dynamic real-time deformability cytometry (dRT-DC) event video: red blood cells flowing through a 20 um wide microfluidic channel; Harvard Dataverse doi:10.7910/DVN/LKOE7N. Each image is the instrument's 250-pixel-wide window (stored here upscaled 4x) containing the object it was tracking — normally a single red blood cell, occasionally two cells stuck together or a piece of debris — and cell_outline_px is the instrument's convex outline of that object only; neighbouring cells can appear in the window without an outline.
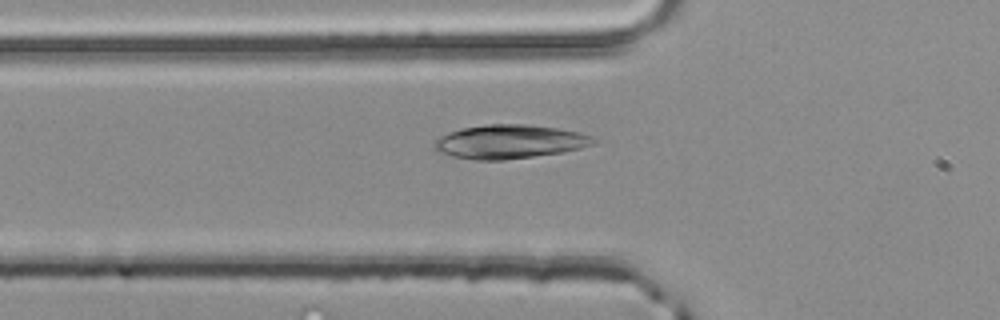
{"species": "common noctule bat (a hibernating species)", "species_latin": "Nyctalus noctula", "temperature_condition": "room temperature", "stored_images_in_passage": 36, "camera_frame_rate_fps": 3000, "um_per_image_px": 0.085, "animal": {"sex": "male", "body_mass_g": 20.4}, "frame": {"image": 1, "passage_image": 3, "time_ms": 0.667, "image_size_px": [1000, 320], "cell_outline_px": [[600, 140], [592, 144], [580, 148], [564, 152], [504, 160], [476, 160], [452, 156], [440, 152], [436, 148], [436, 140], [440, 136], [448, 132], [464, 128], [488, 124], [528, 124], [556, 128], [576, 132], [592, 136]], "centroid_in_image_um": [43.34, 12.04], "position_along_channel_um": 82.5, "area_um2": 31.1}}
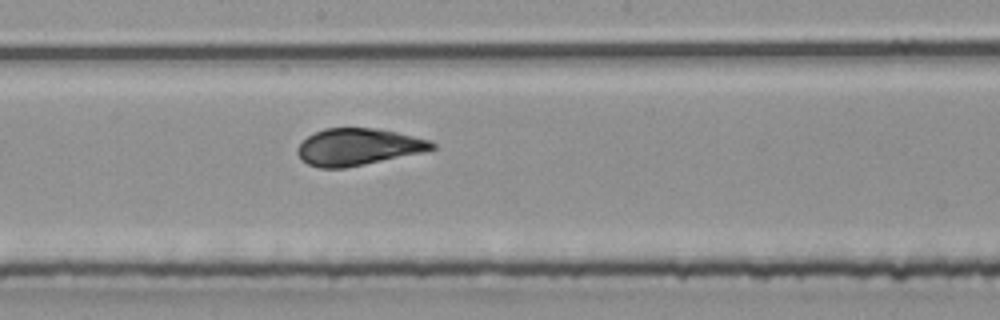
{"frame": {"image": 2, "passage_image": 13, "time_ms": 4.0, "image_size_px": [1000, 320], "cell_outline_px": [[436, 148], [424, 152], [344, 168], [320, 168], [308, 164], [296, 152], [296, 148], [308, 136], [324, 128], [376, 128], [396, 132], [432, 140], [436, 144]], "centroid_in_image_um": [30.47, 12.48], "position_along_channel_um": 217.7, "area_um2": 28.78}}
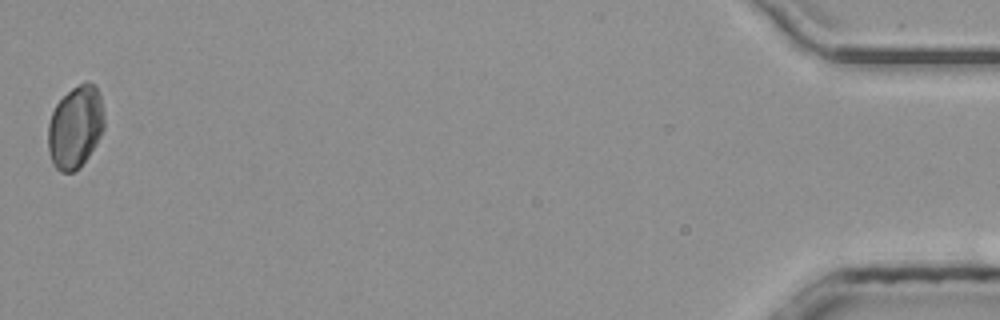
{"frame": {"image": 3, "passage_image": 36, "time_ms": 11.667, "image_size_px": [1000, 320], "cell_outline_px": [[104, 128], [100, 136], [88, 156], [80, 168], [76, 172], [60, 172], [56, 168], [52, 160], [48, 148], [48, 124], [52, 112], [56, 104], [72, 88], [84, 80], [88, 80], [96, 84], [100, 92], [104, 112]], "centroid_in_image_um": [6.43, 10.76], "position_along_channel_um": 428.8, "area_um2": 27.28}, "authors_computed_cell_mechanics": {"area_um2": 28.4954, "velocity_mm_per_s": 4.0367, "shape_relaxation_time_tau1_ms": 4.6161, "shape_relaxation_time_tau2_ms": 0.7626, "deformation_change_tau1": 0.1379, "deformation_change_tau2": 0.0625}}